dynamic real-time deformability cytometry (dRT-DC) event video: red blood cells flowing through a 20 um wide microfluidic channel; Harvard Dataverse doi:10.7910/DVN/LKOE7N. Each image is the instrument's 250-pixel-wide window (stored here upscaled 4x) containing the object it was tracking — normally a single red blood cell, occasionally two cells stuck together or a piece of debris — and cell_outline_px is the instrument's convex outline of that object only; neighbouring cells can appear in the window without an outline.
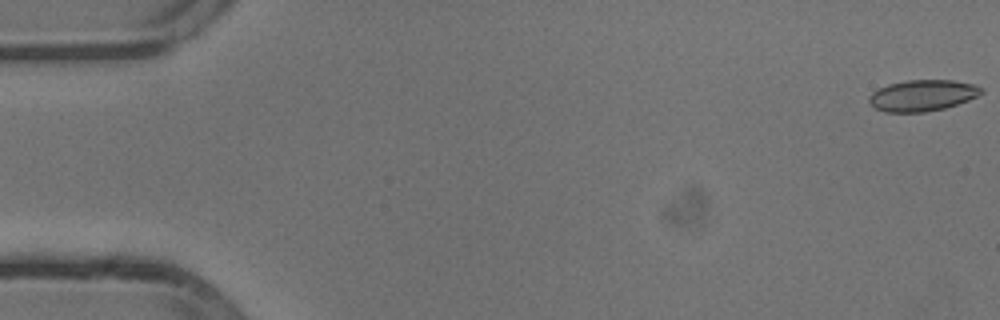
{"species": "common noctule bat (a hibernating species)", "species_latin": "Nyctalus noctula", "temperature_condition": "cold", "stored_images_in_passage": 54, "camera_frame_rate_fps": 3000, "um_per_image_px": 0.085, "animal": {"sex": "male", "body_mass_g": 13.3}, "frame": {"image": 1, "passage_image": 1, "time_ms": 0.0, "image_size_px": [1000, 320], "cell_outline_px": [[984, 92], [968, 100], [944, 108], [924, 112], [884, 112], [876, 108], [868, 100], [868, 96], [872, 92], [888, 84], [908, 80], [952, 80], [976, 84], [984, 88]], "centroid_in_image_um": [78.42, 8.1], "position_along_channel_um": 6.6, "area_um2": 20.4}}
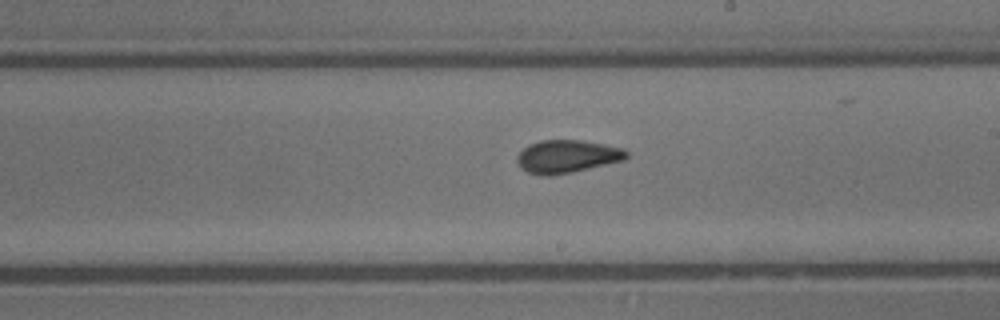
{"frame": {"image": 2, "passage_image": 31, "time_ms": 10.0, "image_size_px": [1000, 320], "cell_outline_px": [[628, 156], [624, 160], [572, 172], [552, 176], [544, 176], [528, 172], [520, 168], [516, 160], [516, 156], [528, 144], [540, 140], [580, 140], [604, 144], [624, 148], [628, 152]], "centroid_in_image_um": [48.18, 13.3], "position_along_channel_um": 240.8, "area_um2": 21.1}}
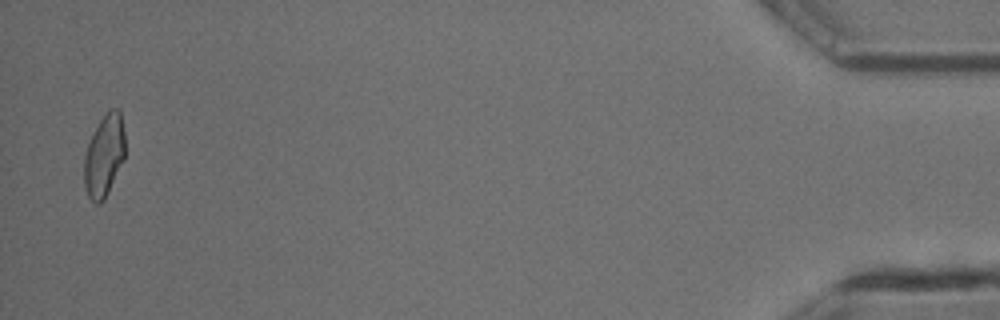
{"frame": {"image": 3, "passage_image": 53, "time_ms": 17.333, "image_size_px": [1000, 320], "cell_outline_px": [[124, 160], [104, 200], [100, 204], [96, 204], [88, 196], [84, 184], [84, 156], [88, 144], [100, 120], [112, 108], [120, 108], [124, 132]], "centroid_in_image_um": [8.86, 13.25], "position_along_channel_um": 426.3, "area_um2": 19.42}, "authors_computed_cell_mechanics": {"area_um2": 20.4901, "velocity_mm_per_s": 3.8145, "shape_relaxation_time_tau1_ms": 9.3748, "shape_relaxation_time_tau2_ms": 1.5928, "deformation_change_tau1": 0.1622, "deformation_change_tau2": 0.0784}}